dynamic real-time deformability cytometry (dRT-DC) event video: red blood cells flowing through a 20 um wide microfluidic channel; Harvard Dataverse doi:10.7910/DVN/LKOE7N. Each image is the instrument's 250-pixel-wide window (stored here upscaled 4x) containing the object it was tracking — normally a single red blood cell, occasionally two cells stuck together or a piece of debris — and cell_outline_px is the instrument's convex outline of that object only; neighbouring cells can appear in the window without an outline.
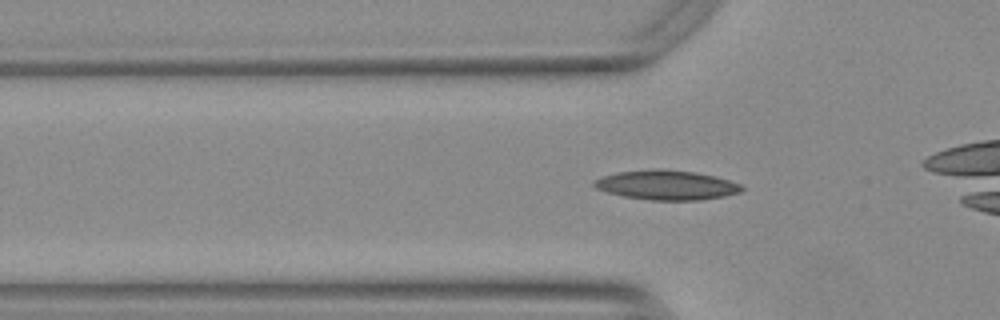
{"species": "Egyptian fruit bat (a non-hibernating species)", "species_latin": "Rousettus aegyptiacus", "temperature_condition": "warm", "stored_images_in_passage": 14, "camera_frame_rate_fps": 3000, "um_per_image_px": 0.085, "animal": {"sex": "female"}, "frame": {"image": 1, "passage_image": 2, "time_ms": 0.333, "image_size_px": [1000, 320], "cell_outline_px": [[744, 188], [740, 192], [724, 196], [700, 200], [648, 200], [624, 196], [608, 192], [596, 188], [592, 184], [592, 180], [616, 172], [652, 168], [660, 168], [696, 172], [728, 180], [740, 184]], "centroid_in_image_um": [56.62, 15.72], "position_along_channel_um": 69.2, "area_um2": 25.49}}
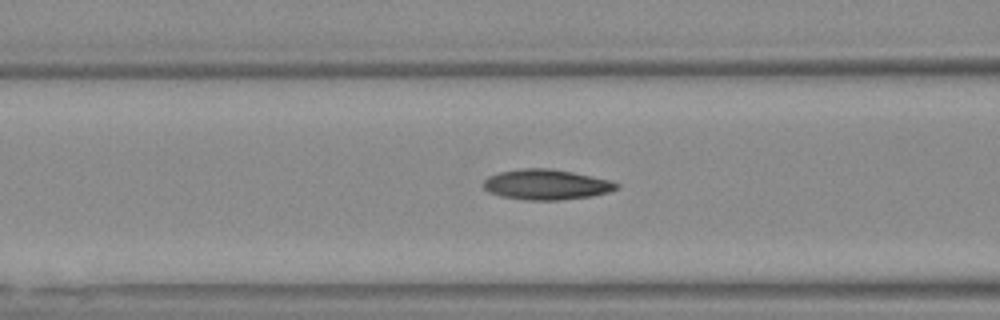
{"frame": {"image": 2, "passage_image": 6, "time_ms": 1.667, "image_size_px": [1000, 320], "cell_outline_px": [[620, 188], [608, 192], [592, 196], [560, 200], [524, 200], [500, 196], [488, 192], [484, 188], [484, 180], [488, 176], [500, 172], [524, 168], [548, 168], [572, 172], [612, 180], [620, 184]], "centroid_in_image_um": [46.46, 15.69], "position_along_channel_um": 120.1, "area_um2": 23.64}}
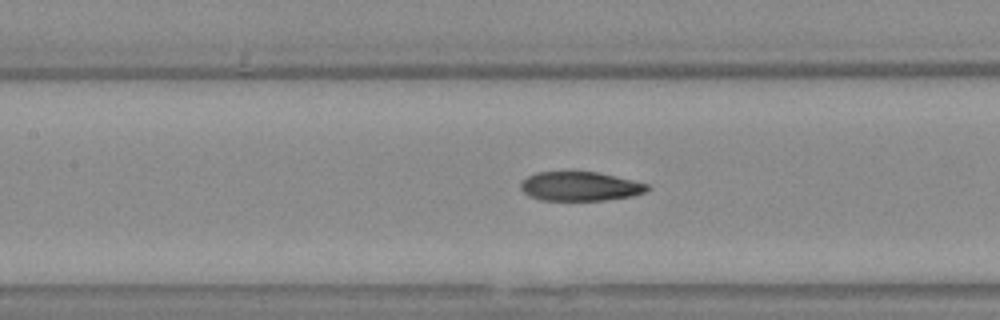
{"frame": {"image": 3, "passage_image": 9, "time_ms": 2.667, "image_size_px": [1000, 320], "cell_outline_px": [[652, 188], [644, 192], [632, 196], [600, 200], [540, 200], [528, 196], [520, 188], [520, 184], [528, 176], [536, 172], [596, 172], [632, 180], [648, 184]], "centroid_in_image_um": [49.29, 15.84], "position_along_channel_um": 158.1, "area_um2": 21.33}}